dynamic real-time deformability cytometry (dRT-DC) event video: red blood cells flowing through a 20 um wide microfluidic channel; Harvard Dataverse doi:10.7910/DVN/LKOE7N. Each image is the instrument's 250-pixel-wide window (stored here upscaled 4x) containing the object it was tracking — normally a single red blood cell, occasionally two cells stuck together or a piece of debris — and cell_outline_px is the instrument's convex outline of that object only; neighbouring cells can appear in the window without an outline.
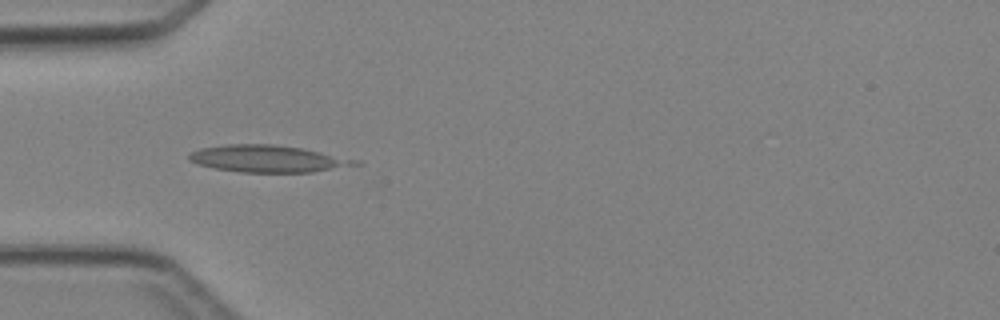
{"species": "Egyptian fruit bat (a non-hibernating species)", "species_latin": "Rousettus aegyptiacus", "temperature_condition": "cold", "stored_images_in_passage": 3, "camera_frame_rate_fps": 3000, "um_per_image_px": 0.085, "animal": {"sex": "female"}, "frame": {"image": 1, "passage_image": 3, "time_ms": 3.0, "image_size_px": [1000, 320], "cell_outline_px": [[336, 164], [328, 168], [312, 172], [240, 172], [212, 168], [196, 164], [188, 160], [188, 156], [192, 152], [200, 148], [224, 144], [272, 144], [304, 148], [320, 152], [336, 160]], "centroid_in_image_um": [22.2, 13.47], "position_along_channel_um": 62.8, "area_um2": 24.16}}